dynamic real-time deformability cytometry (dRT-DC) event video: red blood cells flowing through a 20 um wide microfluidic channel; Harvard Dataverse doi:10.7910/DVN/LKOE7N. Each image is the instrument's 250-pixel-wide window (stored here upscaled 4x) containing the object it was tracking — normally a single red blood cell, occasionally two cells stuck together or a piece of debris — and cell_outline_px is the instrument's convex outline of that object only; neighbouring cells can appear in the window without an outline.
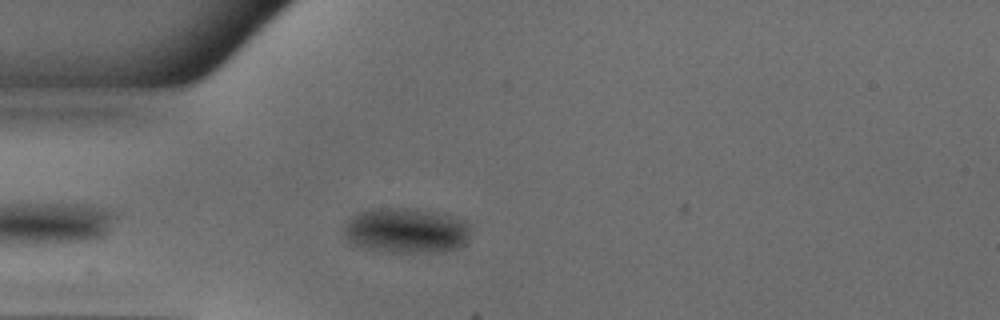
{"species": "common noctule bat (a hibernating species)", "species_latin": "Nyctalus noctula", "temperature_condition": "warm", "stored_images_in_passage": 38, "camera_frame_rate_fps": 3000, "um_per_image_px": 0.085, "animal": {"sex": "male", "body_mass_g": 18.8}, "frame": {"image": 1, "passage_image": 3, "time_ms": 0.667, "image_size_px": [1000, 320], "cell_outline_px": [[472, 224], [468, 236], [464, 244], [460, 248], [444, 252], [392, 252], [368, 248], [356, 244], [348, 240], [344, 232], [344, 224], [352, 216], [360, 212], [380, 208], [408, 208], [444, 212], [464, 220]], "centroid_in_image_um": [34.61, 19.58], "position_along_channel_um": 50.4, "area_um2": 33.58}}
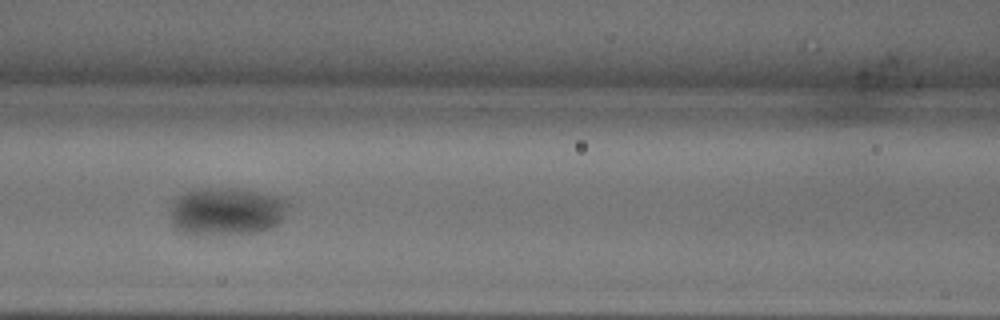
{"frame": {"image": 2, "passage_image": 11, "time_ms": 3.333, "image_size_px": [1000, 320], "cell_outline_px": [[288, 204], [280, 220], [276, 224], [268, 228], [256, 232], [204, 236], [184, 232], [176, 228], [172, 224], [168, 216], [168, 208], [176, 196], [184, 192], [200, 188], [236, 188], [276, 196], [284, 200]], "centroid_in_image_um": [19.12, 17.97], "position_along_channel_um": 147.5, "area_um2": 33.06}}
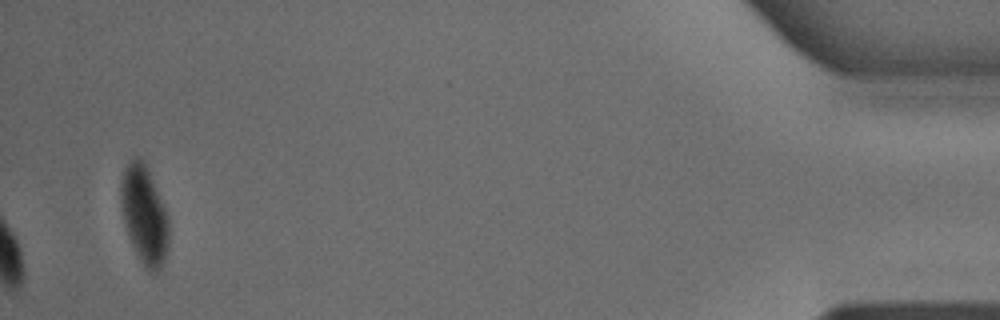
{"frame": {"image": 3, "passage_image": 38, "time_ms": 12.333, "image_size_px": [1000, 320], "cell_outline_px": [[168, 248], [164, 260], [160, 268], [156, 272], [148, 272], [144, 268], [132, 244], [124, 224], [120, 204], [120, 184], [124, 168], [136, 156], [140, 156], [144, 160], [168, 216]], "centroid_in_image_um": [12.25, 18.27], "position_along_channel_um": 423.0, "area_um2": 27.4}}